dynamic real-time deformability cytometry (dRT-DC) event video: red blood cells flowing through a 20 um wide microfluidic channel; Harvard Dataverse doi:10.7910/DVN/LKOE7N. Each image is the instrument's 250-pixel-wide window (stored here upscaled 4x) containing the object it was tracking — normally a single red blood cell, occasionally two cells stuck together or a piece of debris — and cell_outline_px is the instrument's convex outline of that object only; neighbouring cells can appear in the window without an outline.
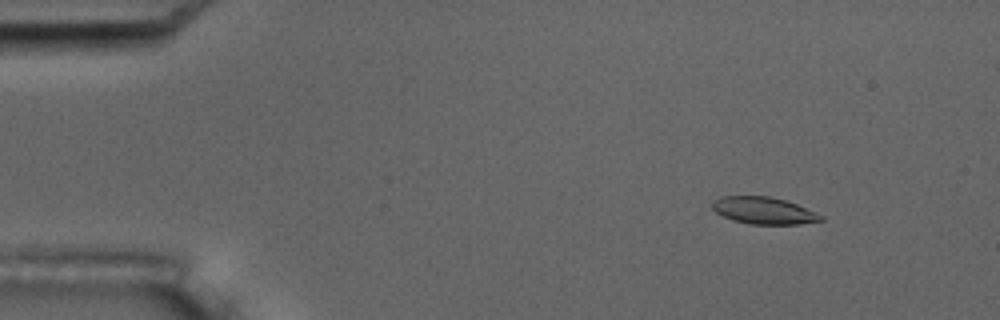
{"species": "common noctule bat (a hibernating species)", "species_latin": "Nyctalus noctula", "temperature_condition": "room temperature", "stored_images_in_passage": 5, "camera_frame_rate_fps": 3000, "um_per_image_px": 0.085, "animal": {"sex": "male", "body_mass_g": 17.5, "forearm_length_mm": 52.3}, "frame": {"image": 1, "passage_image": 1, "time_ms": 0.0, "image_size_px": [1000, 320], "cell_outline_px": [[824, 220], [800, 224], [752, 224], [732, 220], [716, 212], [712, 208], [712, 200], [720, 196], [768, 196], [784, 200], [796, 204], [824, 216]], "centroid_in_image_um": [64.89, 17.89], "position_along_channel_um": 20.1, "area_um2": 16.99}}